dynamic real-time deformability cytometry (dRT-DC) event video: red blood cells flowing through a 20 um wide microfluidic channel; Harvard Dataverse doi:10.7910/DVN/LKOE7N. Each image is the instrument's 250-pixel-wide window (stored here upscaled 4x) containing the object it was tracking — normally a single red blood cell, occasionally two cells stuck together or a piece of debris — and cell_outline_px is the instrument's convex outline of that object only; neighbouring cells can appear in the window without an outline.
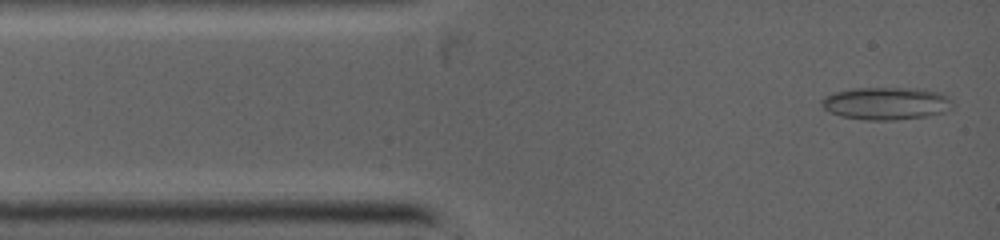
{"species": "common noctule bat (a hibernating species)", "species_latin": "Nyctalus noctula", "temperature_condition": "warm", "stored_images_in_passage": 42, "camera_frame_rate_fps": 5000, "um_per_image_px": 0.085, "animal": {"sex": "female", "body_mass_g": 19.0, "forearm_length_mm": 53.3}, "frame": {"image": 1, "passage_image": 1, "time_ms": 0.0, "image_size_px": [1000, 240], "cell_outline_px": [[952, 108], [944, 112], [924, 116], [896, 120], [864, 120], [840, 116], [828, 112], [820, 104], [820, 100], [824, 96], [836, 92], [856, 88], [924, 88], [940, 92], [948, 96], [952, 104]], "centroid_in_image_um": [75.31, 8.78], "position_along_channel_um": 9.7, "area_um2": 25.09}}
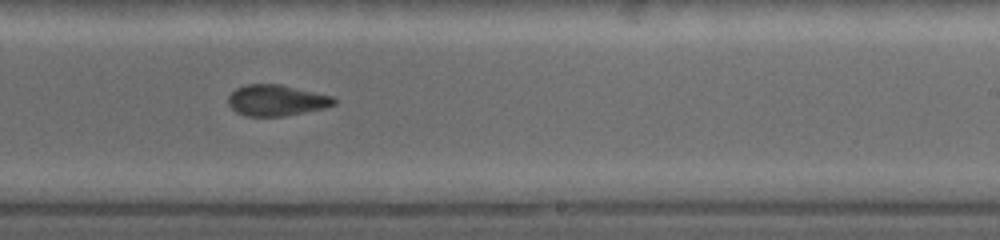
{"frame": {"image": 2, "passage_image": 24, "time_ms": 6.4, "image_size_px": [1000, 240], "cell_outline_px": [[336, 104], [324, 108], [284, 116], [244, 116], [236, 112], [228, 104], [228, 96], [236, 88], [244, 84], [280, 84], [332, 96], [336, 100]], "centroid_in_image_um": [23.47, 8.53], "position_along_channel_um": 265.5, "area_um2": 19.13}}
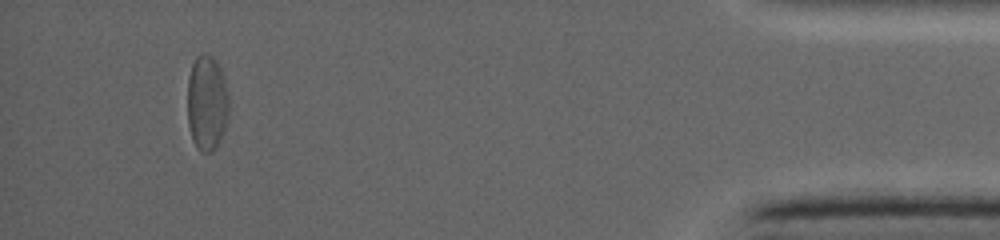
{"frame": {"image": 3, "passage_image": 39, "time_ms": 11.2, "image_size_px": [1000, 240], "cell_outline_px": [[228, 112], [224, 128], [216, 144], [208, 152], [200, 152], [196, 148], [192, 140], [188, 124], [188, 76], [192, 64], [196, 56], [200, 52], [212, 56], [216, 60], [224, 76], [228, 92]], "centroid_in_image_um": [17.56, 8.68], "position_along_channel_um": 417.6, "area_um2": 22.95}}